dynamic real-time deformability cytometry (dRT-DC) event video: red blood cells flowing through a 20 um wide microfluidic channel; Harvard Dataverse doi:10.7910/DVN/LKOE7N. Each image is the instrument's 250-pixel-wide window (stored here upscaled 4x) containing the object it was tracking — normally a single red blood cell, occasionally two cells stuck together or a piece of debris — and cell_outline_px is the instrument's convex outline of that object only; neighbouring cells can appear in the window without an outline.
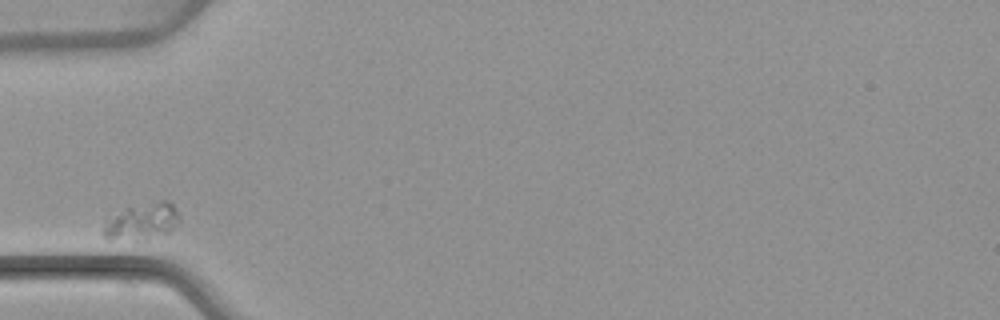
{"species": "common noctule bat (a hibernating species)", "species_latin": "Nyctalus noctula", "temperature_condition": "warm", "stored_images_in_passage": 8, "camera_frame_rate_fps": 3000, "um_per_image_px": 0.085, "animal": {"sex": "female", "body_mass_g": 22.7, "forearm_length_mm": 54.2}, "frame": {"image": 1, "passage_image": 1, "time_ms": 0.0, "image_size_px": [1000, 320], "cell_outline_px": [[180, 220], [168, 232], [144, 240], [108, 240], [100, 232], [100, 228], [104, 224], [128, 208], [160, 200], [168, 200], [176, 208], [180, 216]], "centroid_in_image_um": [12.08, 18.86], "position_along_channel_um": 72.9, "area_um2": 15.95}}
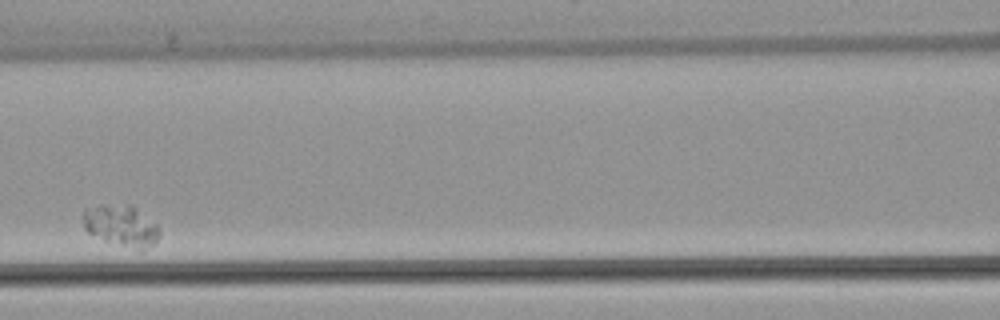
{"frame": {"image": 2, "passage_image": 3, "time_ms": 2.667, "image_size_px": [1000, 320], "cell_outline_px": [[160, 232], [156, 240], [152, 244], [140, 252], [104, 240], [88, 232], [84, 228], [84, 208], [100, 204], [132, 204], [156, 224], [160, 228]], "centroid_in_image_um": [10.31, 19.17], "position_along_channel_um": 156.3, "area_um2": 18.61}}
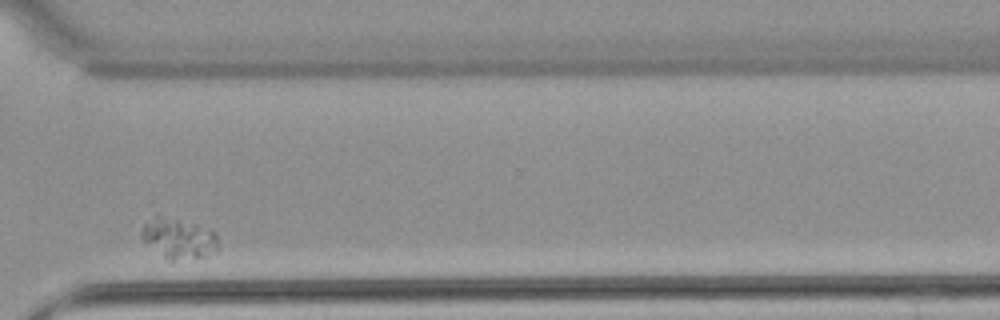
{"frame": {"image": 3, "passage_image": 8, "time_ms": 8.667, "image_size_px": [1000, 320], "cell_outline_px": [[220, 248], [216, 252], [204, 256], [172, 260], [168, 260], [144, 240], [140, 236], [140, 232], [144, 224], [156, 212], [196, 224], [208, 228], [216, 232], [220, 244]], "centroid_in_image_um": [15.21, 20.21], "position_along_channel_um": 355.4, "area_um2": 18.38}}